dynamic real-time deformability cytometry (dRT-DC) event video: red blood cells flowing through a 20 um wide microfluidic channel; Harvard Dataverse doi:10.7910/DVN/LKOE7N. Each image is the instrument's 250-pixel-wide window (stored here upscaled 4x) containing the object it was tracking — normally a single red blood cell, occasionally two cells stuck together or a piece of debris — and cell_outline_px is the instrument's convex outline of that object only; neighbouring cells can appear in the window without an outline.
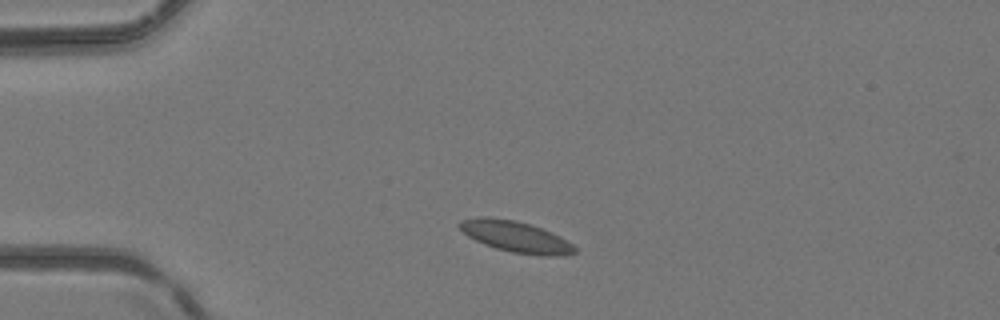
{"species": "common noctule bat (a hibernating species)", "species_latin": "Nyctalus noctula", "temperature_condition": "room temperature", "stored_images_in_passage": 3, "camera_frame_rate_fps": 3000, "um_per_image_px": 0.085, "animal": {"sex": "female", "body_mass_g": 24.6, "forearm_length_mm": 56.2}, "frame": {"image": 1, "passage_image": 1, "time_ms": 0.0, "image_size_px": [1000, 320], "cell_outline_px": [[576, 252], [564, 256], [540, 256], [512, 252], [496, 248], [484, 244], [468, 236], [456, 224], [460, 220], [480, 216], [484, 216], [516, 220], [552, 232], [560, 236], [572, 244], [576, 248]], "centroid_in_image_um": [43.84, 20.12], "position_along_channel_um": 41.2, "area_um2": 20.92}}
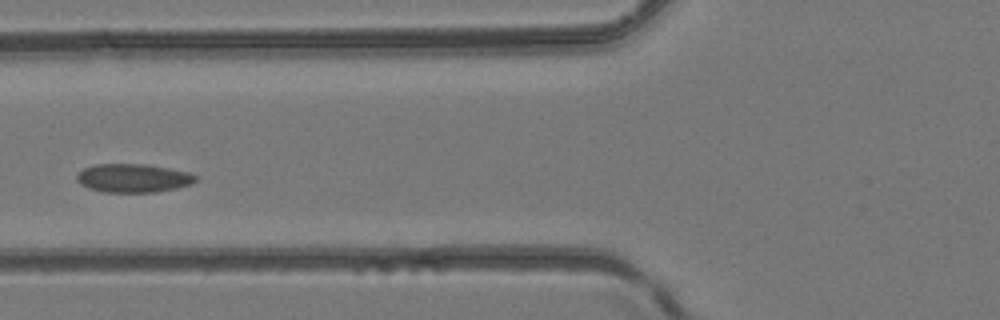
{"frame": {"image": 2, "passage_image": 3, "time_ms": 0.667, "image_size_px": [1000, 320], "cell_outline_px": [[196, 180], [192, 184], [176, 188], [156, 192], [104, 192], [88, 188], [80, 184], [76, 180], [76, 176], [84, 168], [96, 164], [148, 164], [188, 172], [196, 176]], "centroid_in_image_um": [11.31, 15.14], "position_along_channel_um": 114.5, "area_um2": 19.77}}